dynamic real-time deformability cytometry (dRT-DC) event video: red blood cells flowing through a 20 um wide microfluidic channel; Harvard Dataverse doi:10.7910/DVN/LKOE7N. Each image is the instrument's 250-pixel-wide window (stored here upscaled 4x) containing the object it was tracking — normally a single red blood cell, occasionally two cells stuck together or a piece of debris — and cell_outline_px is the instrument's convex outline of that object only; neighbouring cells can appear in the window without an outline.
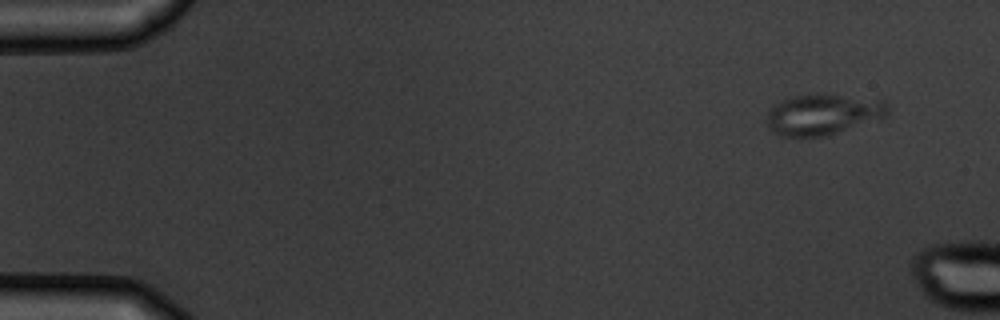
{"species": "common noctule bat (a hibernating species)", "species_latin": "Nyctalus noctula", "temperature_condition": "warm", "stored_images_in_passage": 4, "camera_frame_rate_fps": 3000, "um_per_image_px": 0.085, "animal": {"sex": "male", "body_mass_g": 19.5, "forearm_length_mm": 54.6}, "frame": {"image": 1, "passage_image": 1, "time_ms": 0.0, "image_size_px": [1000, 320], "cell_outline_px": [[888, 112], [880, 120], [828, 136], [780, 136], [772, 132], [768, 128], [764, 120], [772, 104], [792, 96], [812, 92], [828, 92], [884, 100], [888, 104]], "centroid_in_image_um": [69.95, 9.69], "position_along_channel_um": 15.1, "area_um2": 30.11}}